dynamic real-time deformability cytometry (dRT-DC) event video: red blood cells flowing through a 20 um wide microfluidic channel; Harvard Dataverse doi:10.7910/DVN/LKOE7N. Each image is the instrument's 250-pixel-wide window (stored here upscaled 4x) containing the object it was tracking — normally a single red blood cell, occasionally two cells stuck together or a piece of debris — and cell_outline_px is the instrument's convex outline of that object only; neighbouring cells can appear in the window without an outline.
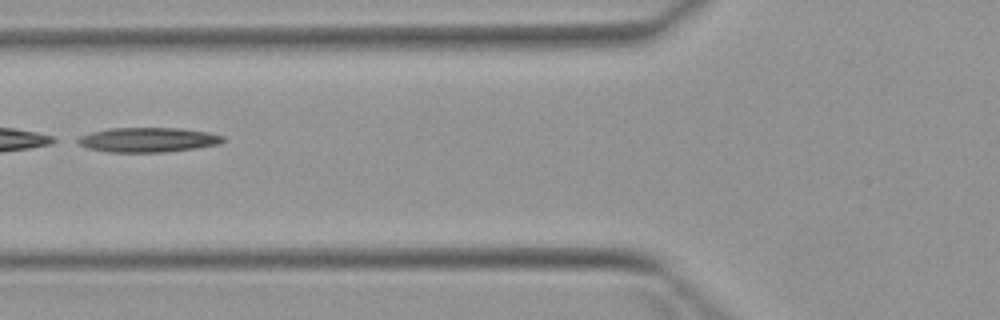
{"species": "Egyptian fruit bat (a non-hibernating species)", "species_latin": "Rousettus aegyptiacus", "temperature_condition": "warm", "stored_images_in_passage": 7, "camera_frame_rate_fps": 3000, "um_per_image_px": 0.085, "animal": {"sex": "female"}, "frame": {"image": 1, "passage_image": 5, "time_ms": 4.667, "image_size_px": [1000, 320], "cell_outline_px": [[224, 140], [220, 144], [196, 148], [164, 152], [108, 152], [88, 148], [72, 140], [80, 136], [92, 132], [108, 128], [180, 128], [208, 132], [224, 136]], "centroid_in_image_um": [12.56, 11.88], "position_along_channel_um": 113.2, "area_um2": 20.92}}